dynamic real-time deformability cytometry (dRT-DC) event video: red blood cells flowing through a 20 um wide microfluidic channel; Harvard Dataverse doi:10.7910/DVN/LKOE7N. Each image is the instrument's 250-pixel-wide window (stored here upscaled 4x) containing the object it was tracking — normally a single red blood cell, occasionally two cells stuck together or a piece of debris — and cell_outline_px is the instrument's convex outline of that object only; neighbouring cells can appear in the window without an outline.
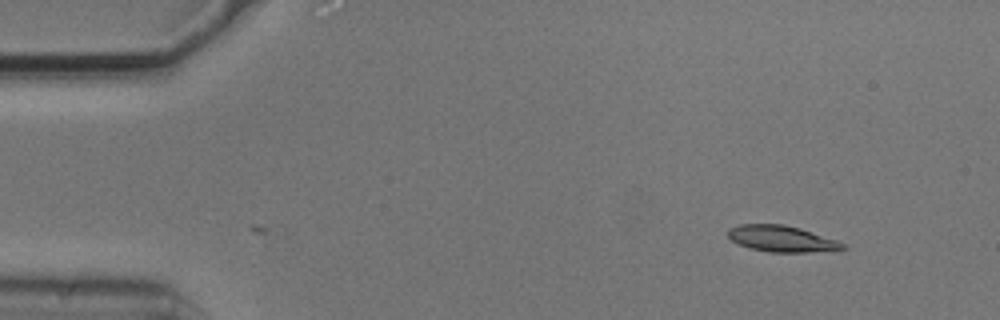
{"species": "common noctule bat (a hibernating species)", "species_latin": "Nyctalus noctula", "temperature_condition": "cold", "stored_images_in_passage": 5, "camera_frame_rate_fps": 3000, "um_per_image_px": 0.085, "animal": {"sex": "male", "body_mass_g": 20.5, "forearm_length_mm": 52.5}, "frame": {"image": 1, "passage_image": 1, "time_ms": 0.0, "image_size_px": [1000, 320], "cell_outline_px": [[848, 248], [808, 252], [768, 252], [752, 248], [740, 244], [732, 240], [728, 236], [728, 228], [740, 224], [784, 224], [800, 228], [836, 240], [844, 244]], "centroid_in_image_um": [66.42, 20.28], "position_along_channel_um": 18.6, "area_um2": 17.28}}